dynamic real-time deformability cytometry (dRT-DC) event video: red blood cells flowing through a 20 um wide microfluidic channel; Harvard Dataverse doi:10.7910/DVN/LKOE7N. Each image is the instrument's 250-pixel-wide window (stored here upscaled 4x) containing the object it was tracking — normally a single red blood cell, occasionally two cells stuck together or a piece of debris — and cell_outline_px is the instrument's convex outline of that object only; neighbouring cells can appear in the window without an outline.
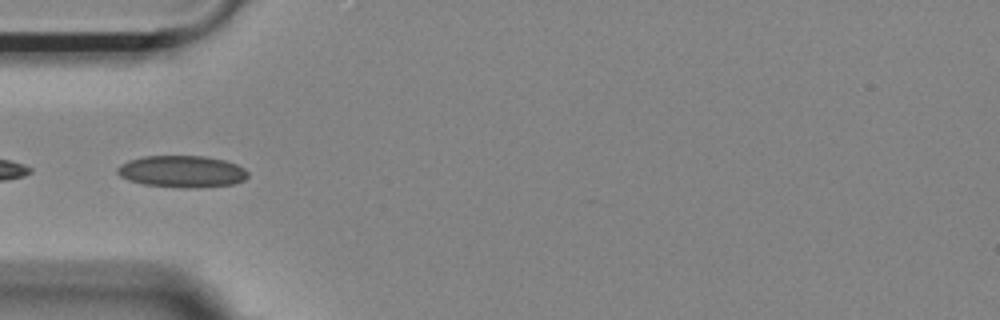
{"species": "Egyptian fruit bat (a non-hibernating species)", "species_latin": "Rousettus aegyptiacus", "temperature_condition": "room temperature", "stored_images_in_passage": 38, "camera_frame_rate_fps": 3000, "um_per_image_px": 0.085, "animal": {"sex": "female"}, "frame": {"image": 1, "passage_image": 1, "time_ms": 0.0, "image_size_px": [1000, 320], "cell_outline_px": [[248, 176], [244, 180], [232, 184], [196, 188], [180, 188], [144, 184], [128, 180], [120, 176], [116, 172], [116, 168], [120, 164], [128, 160], [144, 156], [204, 156], [224, 160], [236, 164], [244, 168], [248, 172]], "centroid_in_image_um": [15.44, 14.58], "position_along_channel_um": 69.6, "area_um2": 24.33}}
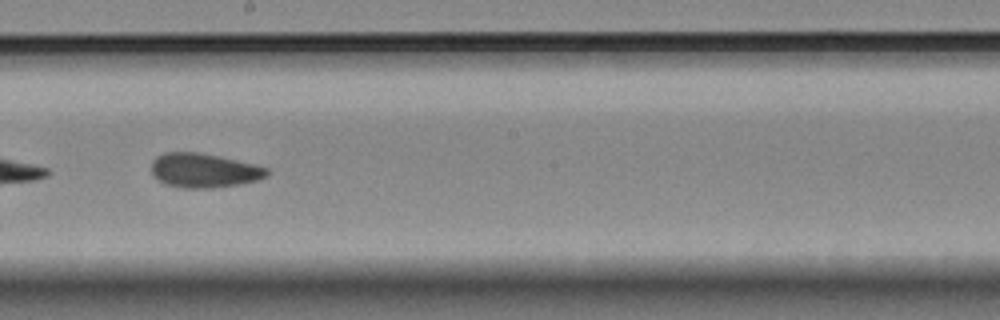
{"frame": {"image": 2, "passage_image": 14, "time_ms": 4.333, "image_size_px": [1000, 320], "cell_outline_px": [[268, 176], [256, 180], [236, 184], [212, 188], [184, 188], [164, 184], [152, 172], [152, 160], [156, 156], [164, 152], [200, 152], [220, 156], [268, 168]], "centroid_in_image_um": [17.31, 14.48], "position_along_channel_um": 230.9, "area_um2": 22.89}}
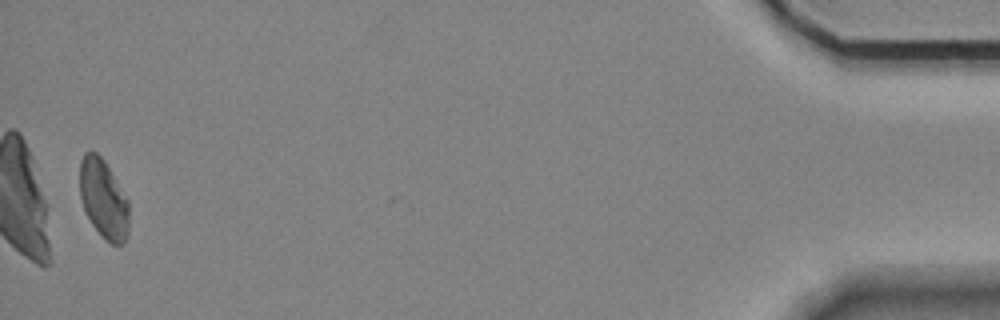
{"frame": {"image": 3, "passage_image": 37, "time_ms": 12.0, "image_size_px": [1000, 320], "cell_outline_px": [[128, 232], [124, 244], [112, 244], [92, 224], [84, 212], [80, 196], [80, 160], [84, 152], [96, 152], [104, 160], [128, 200]], "centroid_in_image_um": [8.78, 16.89], "position_along_channel_um": 426.4, "area_um2": 22.43}}